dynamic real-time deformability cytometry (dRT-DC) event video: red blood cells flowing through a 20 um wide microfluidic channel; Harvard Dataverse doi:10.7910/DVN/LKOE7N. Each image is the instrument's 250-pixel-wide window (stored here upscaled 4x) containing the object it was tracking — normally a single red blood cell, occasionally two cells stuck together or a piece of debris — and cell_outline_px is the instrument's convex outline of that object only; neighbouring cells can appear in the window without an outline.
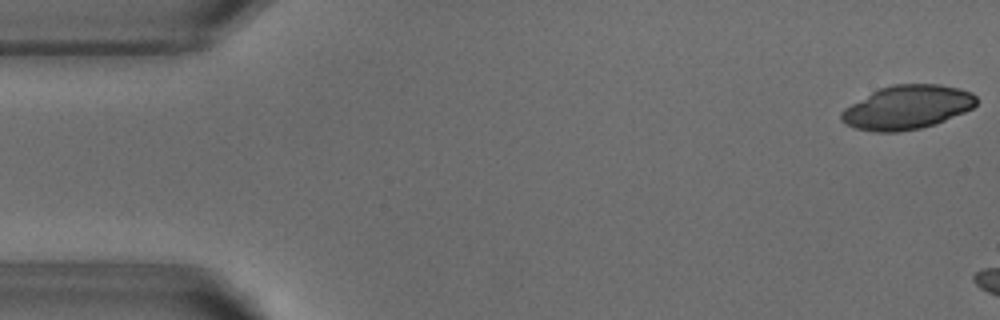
{"species": "common noctule bat (a hibernating species)", "species_latin": "Nyctalus noctula", "temperature_condition": "warm", "stored_images_in_passage": 13, "camera_frame_rate_fps": 3000, "um_per_image_px": 0.085, "animal": {"sex": "male", "body_mass_g": 18.8}, "frame": {"image": 1, "passage_image": 1, "time_ms": 0.0, "image_size_px": [1000, 320], "cell_outline_px": [[976, 104], [972, 108], [964, 112], [936, 124], [920, 128], [900, 132], [876, 132], [856, 128], [840, 120], [840, 112], [844, 108], [872, 92], [880, 88], [892, 84], [940, 84], [960, 88], [972, 92], [976, 96]], "centroid_in_image_um": [77.12, 9.12], "position_along_channel_um": 7.9, "area_um2": 34.51}}